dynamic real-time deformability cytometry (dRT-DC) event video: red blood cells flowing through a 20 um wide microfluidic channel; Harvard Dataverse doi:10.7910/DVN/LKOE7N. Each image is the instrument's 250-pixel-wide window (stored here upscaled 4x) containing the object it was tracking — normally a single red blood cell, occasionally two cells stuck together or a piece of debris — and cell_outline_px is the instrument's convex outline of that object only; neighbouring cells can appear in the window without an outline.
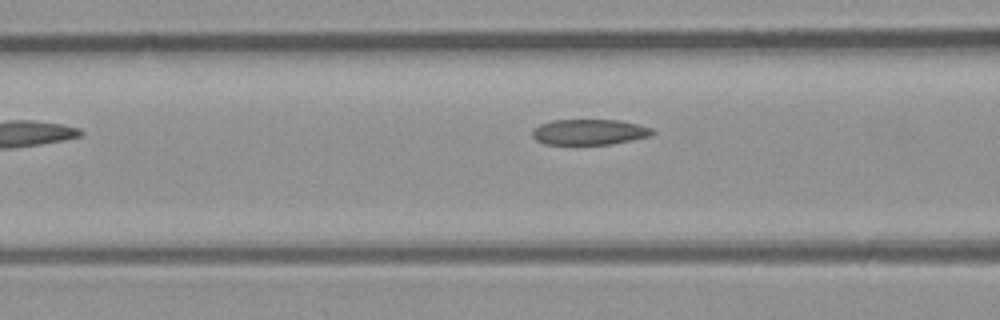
{"species": "common noctule bat (a hibernating species)", "species_latin": "Nyctalus noctula", "temperature_condition": "room temperature", "stored_images_in_passage": 4, "camera_frame_rate_fps": 3000, "um_per_image_px": 0.085, "animal": {"sex": "male", "body_mass_g": 23.1, "forearm_length_mm": 52.7}, "frame": {"image": 1, "passage_image": 4, "time_ms": 4.333, "image_size_px": [1000, 320], "cell_outline_px": [[656, 132], [652, 136], [612, 144], [544, 144], [536, 140], [532, 136], [532, 128], [540, 124], [552, 120], [620, 120], [652, 128]], "centroid_in_image_um": [50.09, 11.22], "position_along_channel_um": 116.5, "area_um2": 18.03}}